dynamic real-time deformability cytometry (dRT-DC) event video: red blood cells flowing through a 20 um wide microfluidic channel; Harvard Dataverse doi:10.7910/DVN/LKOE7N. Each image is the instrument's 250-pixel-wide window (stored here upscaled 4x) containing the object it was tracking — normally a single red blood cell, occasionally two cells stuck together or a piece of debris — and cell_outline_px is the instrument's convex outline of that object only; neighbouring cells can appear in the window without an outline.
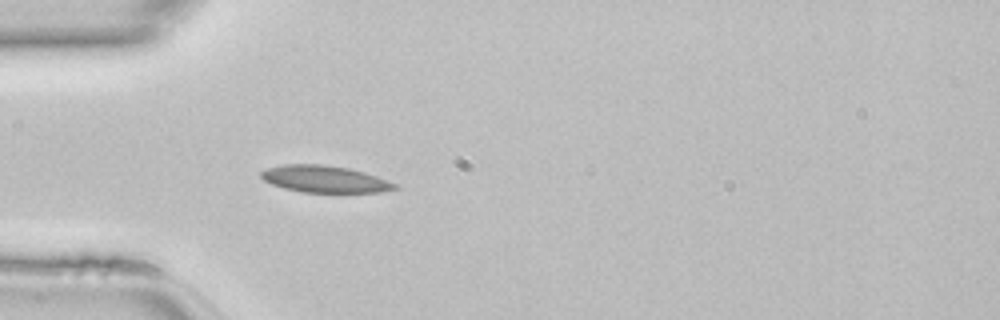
{"species": "common noctule bat (a hibernating species)", "species_latin": "Nyctalus noctula", "temperature_condition": "room temperature", "stored_images_in_passage": 39, "camera_frame_rate_fps": 3000, "um_per_image_px": 0.085, "animal": {"sex": "female", "body_mass_g": 22.7, "forearm_length_mm": 54.2}, "frame": {"image": 1, "passage_image": 6, "time_ms": 1.667, "image_size_px": [1000, 320], "cell_outline_px": [[396, 188], [380, 192], [304, 192], [284, 188], [272, 184], [264, 180], [260, 176], [260, 172], [268, 168], [284, 164], [324, 164], [348, 168], [364, 172], [388, 180], [396, 184]], "centroid_in_image_um": [27.58, 15.21], "position_along_channel_um": 57.4, "area_um2": 20.75}}